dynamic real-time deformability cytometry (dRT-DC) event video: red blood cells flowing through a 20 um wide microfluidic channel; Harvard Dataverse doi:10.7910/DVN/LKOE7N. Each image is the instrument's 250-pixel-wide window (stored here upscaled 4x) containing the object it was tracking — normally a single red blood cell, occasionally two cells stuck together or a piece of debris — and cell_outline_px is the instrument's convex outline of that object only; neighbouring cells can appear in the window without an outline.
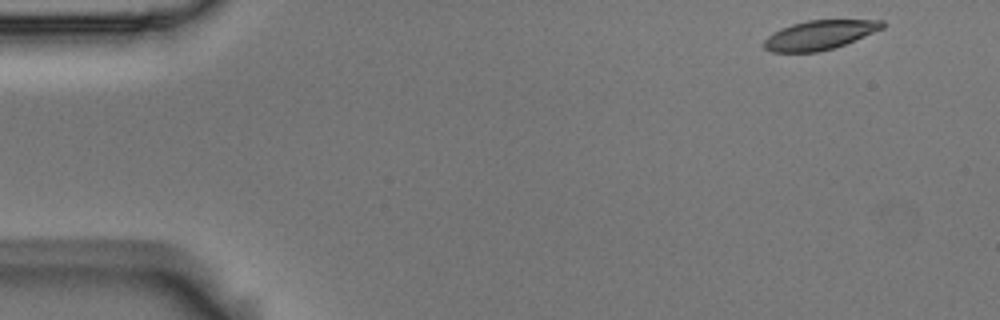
{"species": "Egyptian fruit bat (a non-hibernating species)", "species_latin": "Rousettus aegyptiacus", "temperature_condition": "room temperature", "stored_images_in_passage": 4, "camera_frame_rate_fps": 3000, "um_per_image_px": 0.085, "animal": {"sex": "male"}, "frame": {"image": 1, "passage_image": 1, "time_ms": 0.0, "image_size_px": [1000, 320], "cell_outline_px": [[884, 28], [844, 44], [832, 48], [816, 52], [772, 52], [764, 48], [764, 40], [772, 32], [780, 28], [792, 24], [808, 20], [884, 20]], "centroid_in_image_um": [69.63, 2.97], "position_along_channel_um": 15.4, "area_um2": 20.0}}
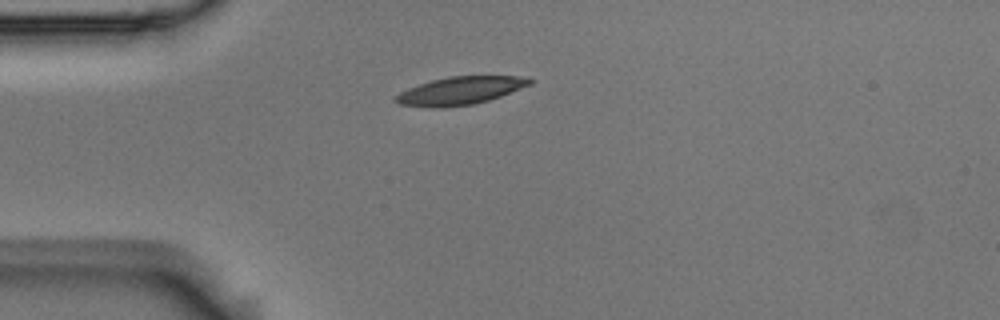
{"frame": {"image": 2, "passage_image": 4, "time_ms": 1.0, "image_size_px": [1000, 320], "cell_outline_px": [[532, 84], [500, 96], [488, 100], [472, 104], [440, 108], [432, 108], [400, 104], [392, 100], [400, 92], [408, 88], [432, 80], [448, 76], [516, 76], [532, 80]], "centroid_in_image_um": [39.07, 7.71], "position_along_channel_um": 45.9, "area_um2": 21.56}}